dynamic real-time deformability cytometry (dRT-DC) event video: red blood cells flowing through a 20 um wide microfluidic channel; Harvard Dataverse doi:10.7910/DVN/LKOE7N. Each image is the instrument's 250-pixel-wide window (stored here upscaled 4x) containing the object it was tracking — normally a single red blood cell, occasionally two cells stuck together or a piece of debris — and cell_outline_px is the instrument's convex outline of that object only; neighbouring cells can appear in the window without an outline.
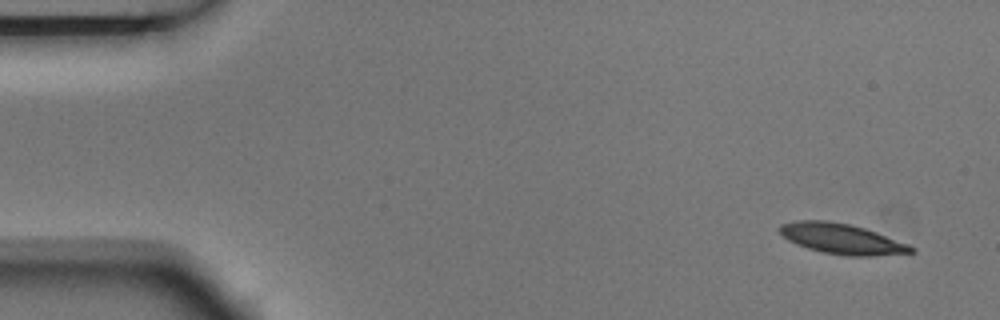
{"species": "Egyptian fruit bat (a non-hibernating species)", "species_latin": "Rousettus aegyptiacus", "temperature_condition": "room temperature", "stored_images_in_passage": 3, "camera_frame_rate_fps": 3000, "um_per_image_px": 0.085, "animal": {"sex": "male"}, "frame": {"image": 1, "passage_image": 1, "time_ms": 0.0, "image_size_px": [1000, 320], "cell_outline_px": [[916, 252], [872, 256], [848, 256], [824, 252], [808, 248], [796, 244], [788, 240], [776, 228], [780, 224], [796, 220], [828, 220], [848, 224], [864, 228], [876, 232], [908, 244], [916, 248]], "centroid_in_image_um": [71.53, 20.29], "position_along_channel_um": 13.5, "area_um2": 23.24}}